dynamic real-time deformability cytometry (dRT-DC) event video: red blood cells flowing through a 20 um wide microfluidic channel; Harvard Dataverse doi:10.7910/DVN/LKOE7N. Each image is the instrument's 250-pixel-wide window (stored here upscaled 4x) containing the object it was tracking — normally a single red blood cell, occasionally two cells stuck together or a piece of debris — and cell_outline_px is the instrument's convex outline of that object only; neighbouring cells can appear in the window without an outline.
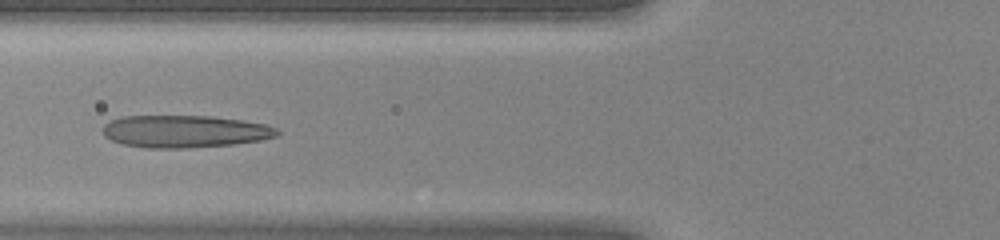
{"species": "human", "species_latin": "Homo sapiens", "temperature_condition": "warm", "stored_images_in_passage": 34, "camera_frame_rate_fps": 3000, "um_per_image_px": 0.085, "donor": {"sex": "female"}, "frame": {"image": 1, "passage_image": 17, "time_ms": 5.333, "image_size_px": [1000, 240], "cell_outline_px": [[280, 132], [276, 136], [260, 140], [232, 144], [192, 148], [148, 148], [124, 144], [112, 140], [104, 136], [104, 124], [108, 120], [120, 116], [212, 116], [240, 120], [264, 124], [276, 128]], "centroid_in_image_um": [15.67, 11.16], "position_along_channel_um": 110.1, "area_um2": 32.83}}
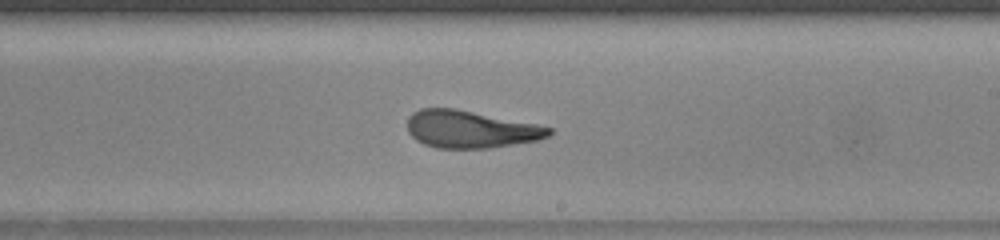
{"frame": {"image": 2, "passage_image": 26, "time_ms": 8.333, "image_size_px": [1000, 240], "cell_outline_px": [[552, 132], [548, 136], [536, 140], [492, 148], [436, 148], [424, 144], [416, 140], [408, 132], [408, 116], [412, 112], [420, 108], [456, 108], [536, 124], [552, 128]], "centroid_in_image_um": [39.95, 10.98], "position_along_channel_um": 249.0, "area_um2": 30.87}}
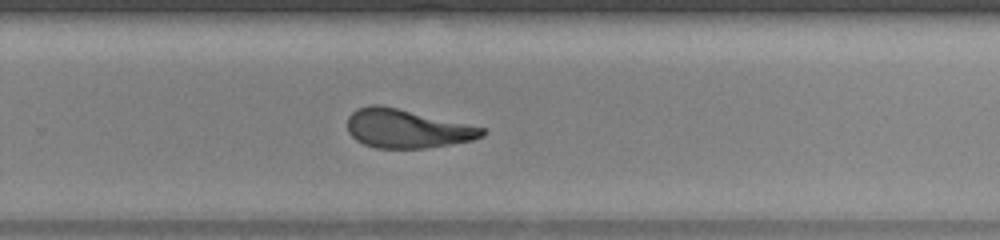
{"frame": {"image": 3, "passage_image": 29, "time_ms": 9.333, "image_size_px": [1000, 240], "cell_outline_px": [[488, 132], [484, 136], [472, 140], [424, 148], [376, 148], [364, 144], [356, 140], [348, 132], [348, 116], [356, 108], [372, 104], [380, 104], [484, 128]], "centroid_in_image_um": [34.55, 10.93], "position_along_channel_um": 295.2, "area_um2": 30.17}}